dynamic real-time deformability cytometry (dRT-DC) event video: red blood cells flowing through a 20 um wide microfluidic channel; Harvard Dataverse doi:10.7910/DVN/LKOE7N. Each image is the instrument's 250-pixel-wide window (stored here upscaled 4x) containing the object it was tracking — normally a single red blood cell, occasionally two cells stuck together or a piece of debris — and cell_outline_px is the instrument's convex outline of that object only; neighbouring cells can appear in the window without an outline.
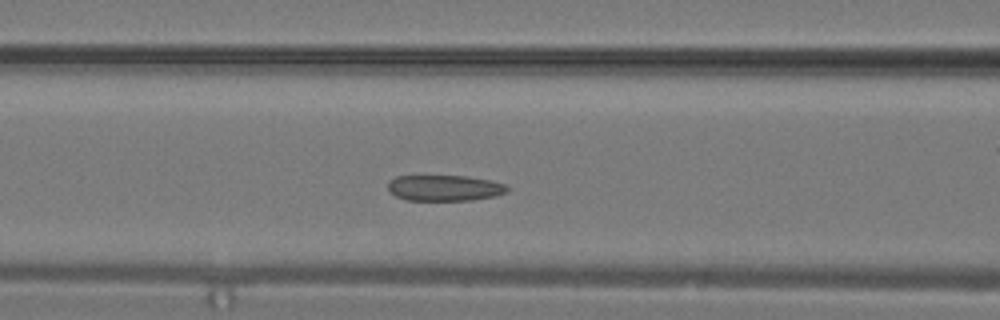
{"species": "common noctule bat (a hibernating species)", "species_latin": "Nyctalus noctula", "temperature_condition": "warm", "stored_images_in_passage": 18, "camera_frame_rate_fps": 3000, "um_per_image_px": 0.085, "animal": {"sex": "male", "body_mass_g": 19.2, "forearm_length_mm": 51.8}, "frame": {"image": 1, "passage_image": 11, "time_ms": 3.333, "image_size_px": [1000, 320], "cell_outline_px": [[512, 188], [508, 192], [492, 196], [472, 200], [404, 200], [396, 196], [388, 188], [388, 180], [396, 176], [468, 176], [492, 180], [504, 184]], "centroid_in_image_um": [37.81, 15.97], "position_along_channel_um": 128.8, "area_um2": 18.09}}
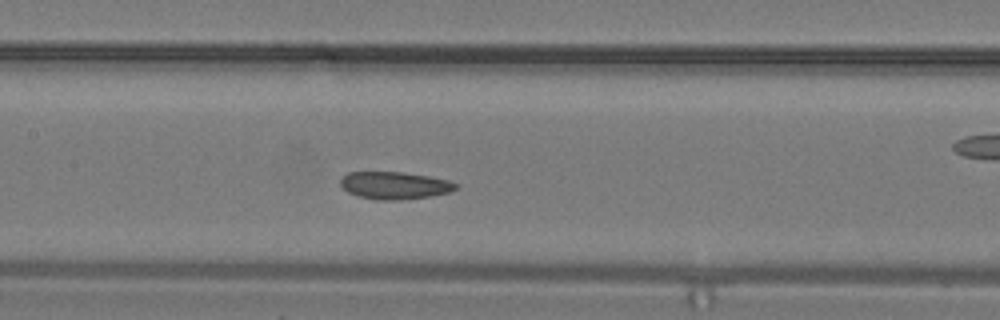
{"frame": {"image": 2, "passage_image": 13, "time_ms": 4.0, "image_size_px": [1000, 320], "cell_outline_px": [[456, 188], [448, 192], [432, 196], [396, 200], [380, 200], [360, 196], [348, 192], [340, 184], [340, 180], [348, 172], [404, 172], [428, 176], [448, 180], [456, 184]], "centroid_in_image_um": [33.53, 15.75], "position_along_channel_um": 173.9, "area_um2": 18.15}}
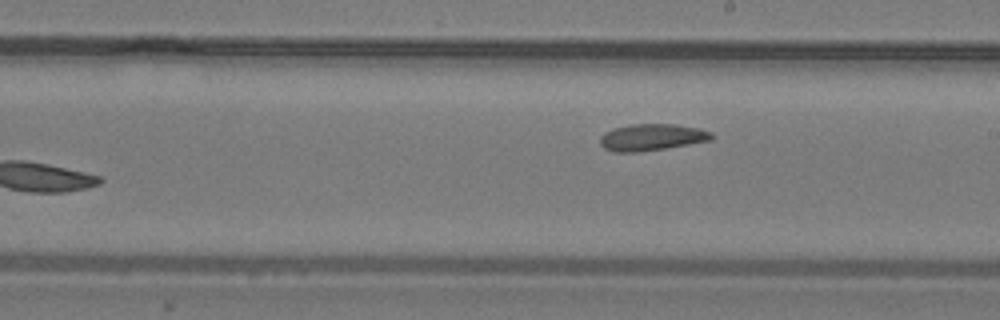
{"frame": {"image": 3, "passage_image": 18, "time_ms": 5.667, "image_size_px": [1000, 320], "cell_outline_px": [[716, 136], [712, 140], [640, 152], [616, 152], [604, 148], [600, 144], [600, 136], [604, 132], [616, 128], [632, 124], [672, 124], [700, 128], [712, 132]], "centroid_in_image_um": [55.43, 11.66], "position_along_channel_um": 233.6, "area_um2": 17.34}}